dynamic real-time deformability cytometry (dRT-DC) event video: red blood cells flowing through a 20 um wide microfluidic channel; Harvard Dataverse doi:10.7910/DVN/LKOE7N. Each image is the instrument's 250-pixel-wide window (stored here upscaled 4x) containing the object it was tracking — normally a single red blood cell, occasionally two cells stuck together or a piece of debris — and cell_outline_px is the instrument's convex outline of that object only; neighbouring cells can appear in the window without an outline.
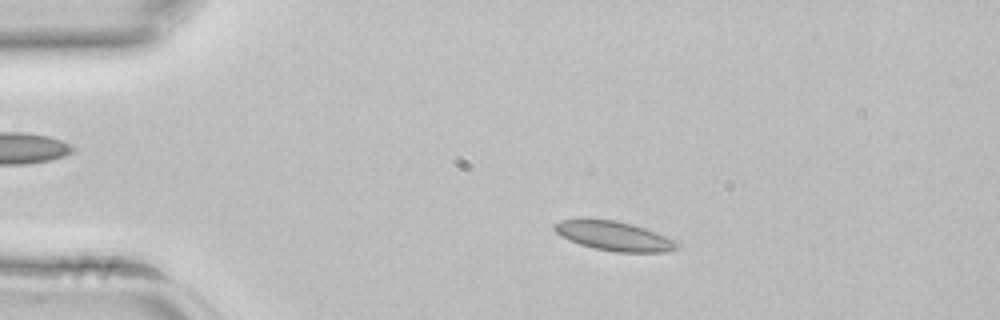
{"species": "common noctule bat (a hibernating species)", "species_latin": "Nyctalus noctula", "temperature_condition": "room temperature", "stored_images_in_passage": 42, "camera_frame_rate_fps": 3000, "um_per_image_px": 0.085, "animal": {"sex": "female", "body_mass_g": 22.7, "forearm_length_mm": 54.2}, "frame": {"image": 1, "passage_image": 7, "time_ms": 2.0, "image_size_px": [1000, 320], "cell_outline_px": [[680, 248], [664, 252], [616, 252], [596, 248], [580, 244], [560, 236], [552, 228], [552, 224], [560, 220], [580, 216], [616, 220], [632, 224], [656, 232], [676, 240], [680, 244]], "centroid_in_image_um": [52.14, 20.01], "position_along_channel_um": 32.9, "area_um2": 21.62}}